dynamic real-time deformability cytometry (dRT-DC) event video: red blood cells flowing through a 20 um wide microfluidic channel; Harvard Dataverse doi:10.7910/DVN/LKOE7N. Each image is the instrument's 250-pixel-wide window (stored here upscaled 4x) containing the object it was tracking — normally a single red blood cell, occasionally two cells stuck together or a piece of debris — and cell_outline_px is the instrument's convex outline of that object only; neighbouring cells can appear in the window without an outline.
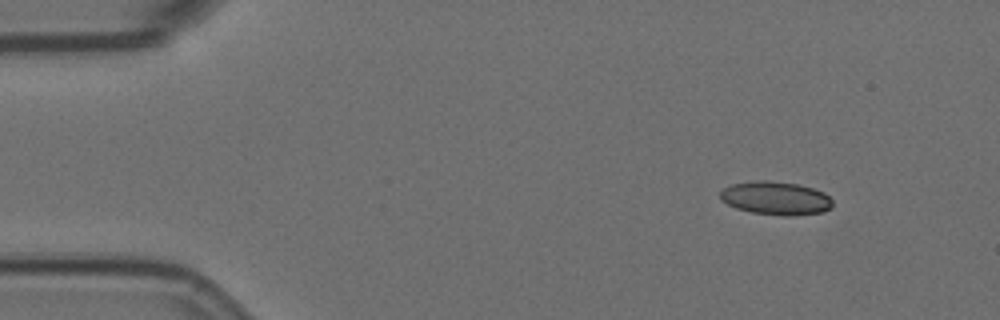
{"species": "Egyptian fruit bat (a non-hibernating species)", "species_latin": "Rousettus aegyptiacus", "temperature_condition": "room temperature", "stored_images_in_passage": 3, "camera_frame_rate_fps": 3000, "um_per_image_px": 0.085, "animal": {"sex": "female"}, "frame": {"image": 1, "passage_image": 1, "time_ms": 0.0, "image_size_px": [1000, 320], "cell_outline_px": [[832, 208], [824, 212], [788, 216], [784, 216], [752, 212], [736, 208], [720, 200], [720, 192], [724, 188], [732, 184], [756, 180], [768, 180], [796, 184], [812, 188], [824, 192], [832, 200]], "centroid_in_image_um": [65.94, 16.84], "position_along_channel_um": 19.1, "area_um2": 21.85}}